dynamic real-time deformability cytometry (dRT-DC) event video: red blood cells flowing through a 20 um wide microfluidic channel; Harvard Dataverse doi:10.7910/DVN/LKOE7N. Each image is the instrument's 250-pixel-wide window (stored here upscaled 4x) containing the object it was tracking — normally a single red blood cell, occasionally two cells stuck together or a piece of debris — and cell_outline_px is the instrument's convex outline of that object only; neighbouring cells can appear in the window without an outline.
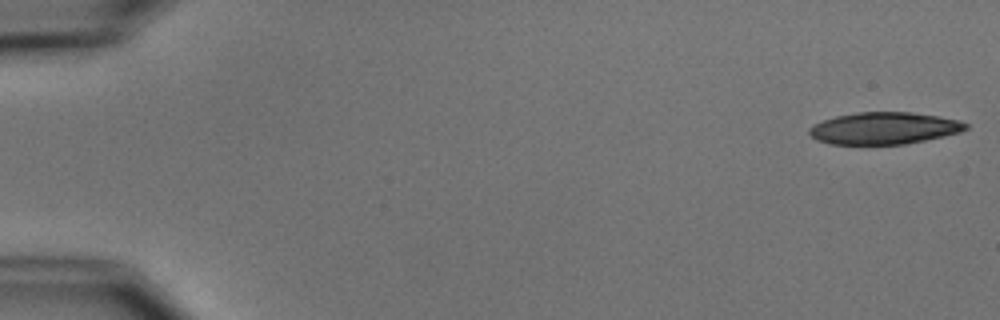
{"species": "common noctule bat (a hibernating species)", "species_latin": "Nyctalus noctula", "temperature_condition": "cold", "stored_images_in_passage": 3, "camera_frame_rate_fps": 3000, "um_per_image_px": 0.085, "animal": {"sex": "male", "body_mass_g": 15.6}, "frame": {"image": 1, "passage_image": 1, "time_ms": 0.0, "image_size_px": [1000, 320], "cell_outline_px": [[968, 128], [960, 132], [944, 136], [904, 144], [828, 144], [816, 140], [808, 132], [808, 128], [824, 120], [836, 116], [860, 112], [912, 112], [960, 120], [968, 124]], "centroid_in_image_um": [75.15, 10.9], "position_along_channel_um": 9.9, "area_um2": 29.02}}